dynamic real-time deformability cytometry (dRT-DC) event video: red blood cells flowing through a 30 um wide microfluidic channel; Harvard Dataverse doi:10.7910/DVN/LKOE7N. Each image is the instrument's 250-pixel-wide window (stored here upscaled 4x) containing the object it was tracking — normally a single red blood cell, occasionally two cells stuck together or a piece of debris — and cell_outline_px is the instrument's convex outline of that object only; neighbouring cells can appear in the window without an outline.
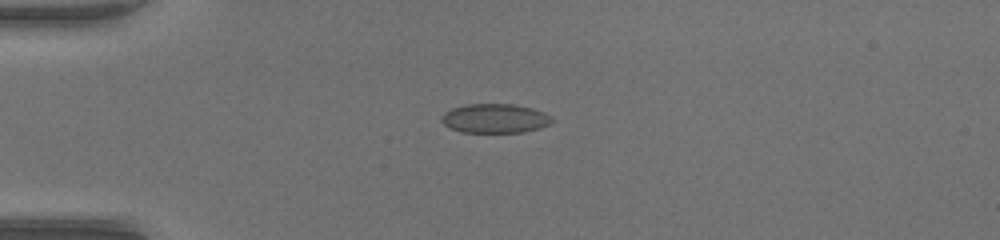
{"species": "common noctule bat (a hibernating species)", "species_latin": "Nyctalus noctula", "temperature_condition": "warm", "stored_images_in_passage": 45, "camera_frame_rate_fps": 3000, "um_per_image_px": 0.085, "animal": {"sex": "female", "body_mass_g": 17.0, "forearm_length_mm": 48.0}, "frame": {"image": 1, "passage_image": 8, "time_ms": 2.333, "image_size_px": [1000, 240], "cell_outline_px": [[556, 120], [552, 124], [540, 128], [524, 132], [460, 132], [448, 128], [440, 120], [440, 116], [444, 112], [452, 108], [468, 104], [512, 104], [532, 108], [544, 112], [552, 116]], "centroid_in_image_um": [42.09, 10.07], "position_along_channel_um": 42.9, "area_um2": 19.13}}
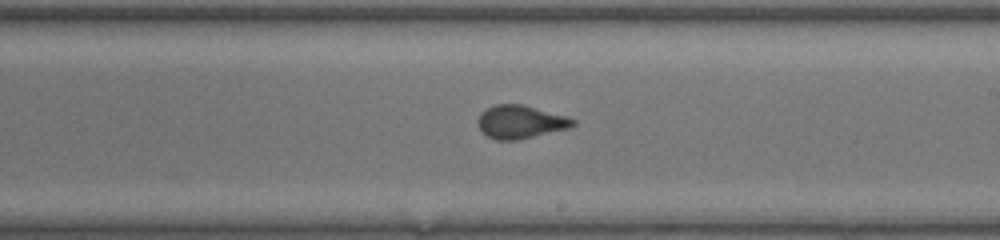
{"frame": {"image": 2, "passage_image": 25, "time_ms": 8.0, "image_size_px": [1000, 240], "cell_outline_px": [[576, 124], [572, 128], [516, 140], [496, 140], [488, 136], [480, 128], [476, 120], [480, 112], [496, 104], [520, 104], [568, 116], [576, 120]], "centroid_in_image_um": [44.27, 10.36], "position_along_channel_um": 244.7, "area_um2": 18.44}}
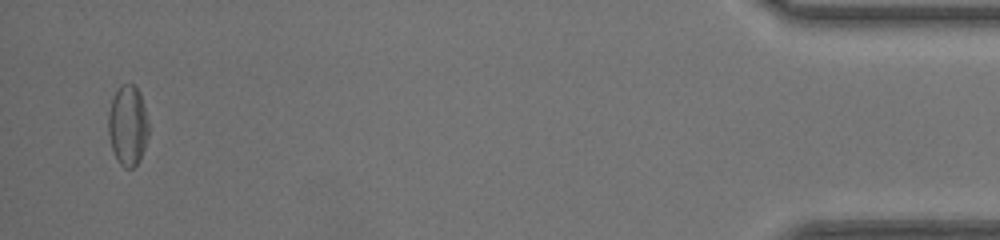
{"frame": {"image": 3, "passage_image": 44, "time_ms": 14.333, "image_size_px": [1000, 240], "cell_outline_px": [[148, 136], [140, 160], [132, 168], [124, 168], [120, 164], [112, 148], [108, 132], [108, 112], [112, 100], [120, 84], [132, 84], [140, 92], [148, 120]], "centroid_in_image_um": [10.86, 10.66], "position_along_channel_um": 424.3, "area_um2": 18.73}, "authors_computed_cell_mechanics": {"area_um2": 18.4382, "velocity_mm_per_s": 4.1185, "shape_relaxation_time_tau1_ms": 6.49, "shape_relaxation_time_tau2_ms": null, "deformation_change_tau1": 0.1643, "deformation_change_tau2": null}}